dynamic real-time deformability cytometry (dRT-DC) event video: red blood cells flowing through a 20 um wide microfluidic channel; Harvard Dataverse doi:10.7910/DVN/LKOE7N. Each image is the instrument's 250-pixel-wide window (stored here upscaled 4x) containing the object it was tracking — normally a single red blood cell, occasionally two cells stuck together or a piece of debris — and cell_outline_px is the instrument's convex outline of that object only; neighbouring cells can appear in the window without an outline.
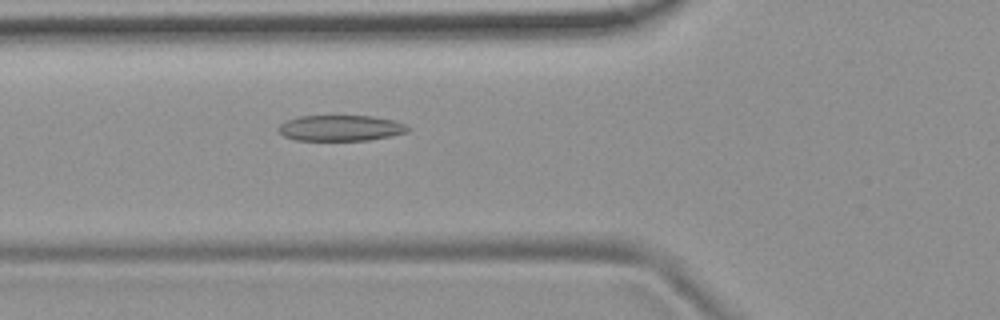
{"species": "common noctule bat (a hibernating species)", "species_latin": "Nyctalus noctula", "temperature_condition": "room temperature", "stored_images_in_passage": 55, "camera_frame_rate_fps": 3000, "um_per_image_px": 0.085, "animal": {"sex": "female", "body_mass_g": 19.9}, "frame": {"image": 1, "passage_image": 20, "time_ms": 6.333, "image_size_px": [1000, 320], "cell_outline_px": [[412, 128], [408, 132], [368, 140], [296, 140], [284, 136], [276, 128], [280, 124], [288, 120], [300, 116], [372, 116], [392, 120], [404, 124]], "centroid_in_image_um": [28.95, 10.88], "position_along_channel_um": 96.9, "area_um2": 19.31}}
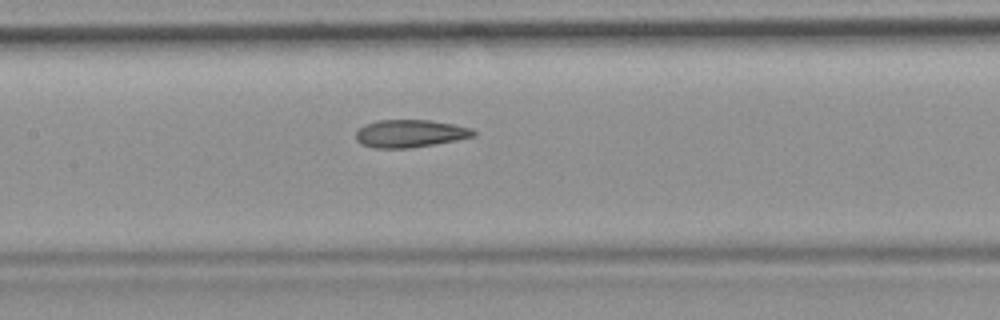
{"frame": {"image": 2, "passage_image": 26, "time_ms": 8.333, "image_size_px": [1000, 320], "cell_outline_px": [[476, 136], [456, 140], [408, 148], [372, 148], [356, 140], [356, 132], [360, 128], [376, 120], [432, 120], [472, 128], [476, 132]], "centroid_in_image_um": [34.88, 11.34], "position_along_channel_um": 172.5, "area_um2": 18.79}}
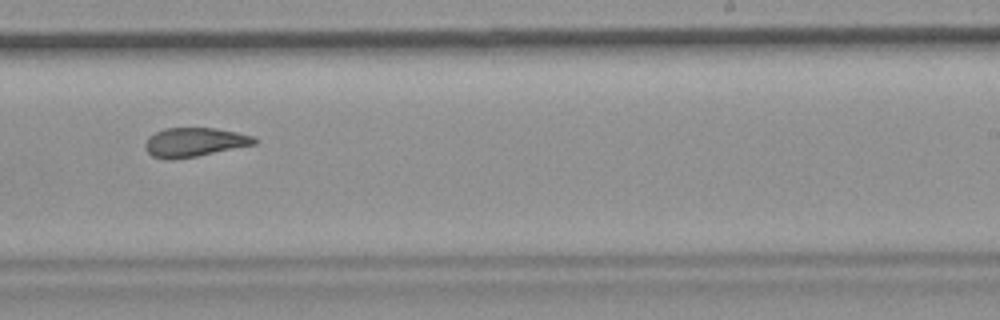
{"frame": {"image": 3, "passage_image": 34, "time_ms": 11.0, "image_size_px": [1000, 320], "cell_outline_px": [[256, 144], [176, 160], [164, 160], [152, 156], [148, 152], [144, 144], [148, 136], [164, 128], [216, 128], [236, 132], [252, 136], [256, 140]], "centroid_in_image_um": [16.47, 12.09], "position_along_channel_um": 272.5, "area_um2": 18.5}, "authors_computed_cell_mechanics": {"area_um2": 19.8832, "velocity_mm_per_s": 3.7666, "shape_relaxation_time_tau1_ms": null, "shape_relaxation_time_tau2_ms": 1.985, "deformation_change_tau1": null, "deformation_change_tau2": 0.0939}}